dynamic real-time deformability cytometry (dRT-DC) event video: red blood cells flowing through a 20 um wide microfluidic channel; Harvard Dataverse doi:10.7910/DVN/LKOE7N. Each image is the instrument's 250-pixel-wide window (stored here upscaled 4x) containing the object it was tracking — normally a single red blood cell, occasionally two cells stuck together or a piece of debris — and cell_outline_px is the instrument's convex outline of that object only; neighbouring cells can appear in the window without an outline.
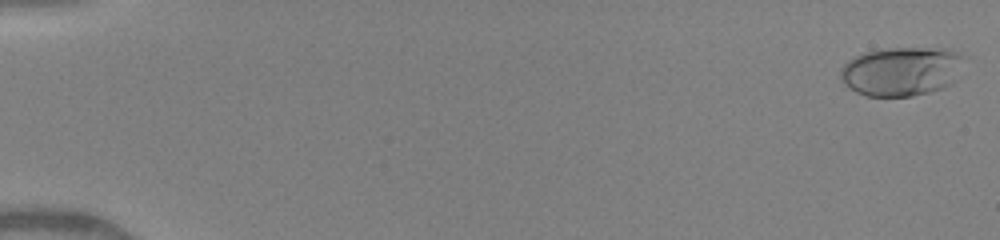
{"species": "human", "species_latin": "Homo sapiens", "temperature_condition": "warm", "stored_images_in_passage": 15, "camera_frame_rate_fps": 3000, "um_per_image_px": 0.085, "donor": {"sex": "female"}, "frame": {"image": 1, "passage_image": 1, "time_ms": 0.0, "image_size_px": [1000, 240], "cell_outline_px": [[960, 56], [952, 84], [928, 92], [912, 96], [864, 96], [856, 92], [840, 76], [840, 68], [852, 56], [864, 52], [884, 48], [952, 48], [960, 52]], "centroid_in_image_um": [76.55, 6.04], "position_along_channel_um": 8.4, "area_um2": 34.85}}